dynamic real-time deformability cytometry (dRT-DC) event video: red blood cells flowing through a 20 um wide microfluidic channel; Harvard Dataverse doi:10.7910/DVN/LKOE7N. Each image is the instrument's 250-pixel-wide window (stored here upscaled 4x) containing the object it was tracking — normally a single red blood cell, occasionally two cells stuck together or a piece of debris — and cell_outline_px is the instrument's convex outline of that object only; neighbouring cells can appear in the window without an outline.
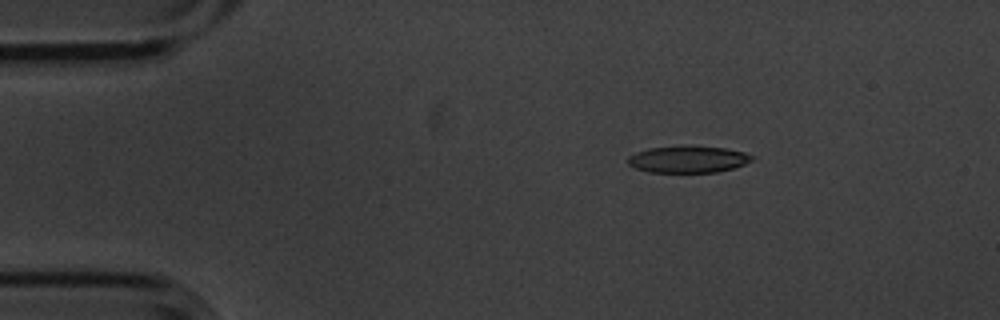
{"species": "common noctule bat (a hibernating species)", "species_latin": "Nyctalus noctula", "temperature_condition": "cold", "stored_images_in_passage": 4, "camera_frame_rate_fps": 3000, "um_per_image_px": 0.085, "animal": {"sex": "male", "body_mass_g": 20.1, "forearm_length_mm": 53.5}, "frame": {"image": 1, "passage_image": 2, "time_ms": 0.333, "image_size_px": [1000, 320], "cell_outline_px": [[756, 156], [752, 160], [744, 164], [732, 168], [716, 172], [648, 172], [636, 168], [628, 164], [628, 156], [636, 152], [648, 148], [684, 144], [724, 148], [744, 152]], "centroid_in_image_um": [58.47, 13.51], "position_along_channel_um": 26.5, "area_um2": 19.71}}